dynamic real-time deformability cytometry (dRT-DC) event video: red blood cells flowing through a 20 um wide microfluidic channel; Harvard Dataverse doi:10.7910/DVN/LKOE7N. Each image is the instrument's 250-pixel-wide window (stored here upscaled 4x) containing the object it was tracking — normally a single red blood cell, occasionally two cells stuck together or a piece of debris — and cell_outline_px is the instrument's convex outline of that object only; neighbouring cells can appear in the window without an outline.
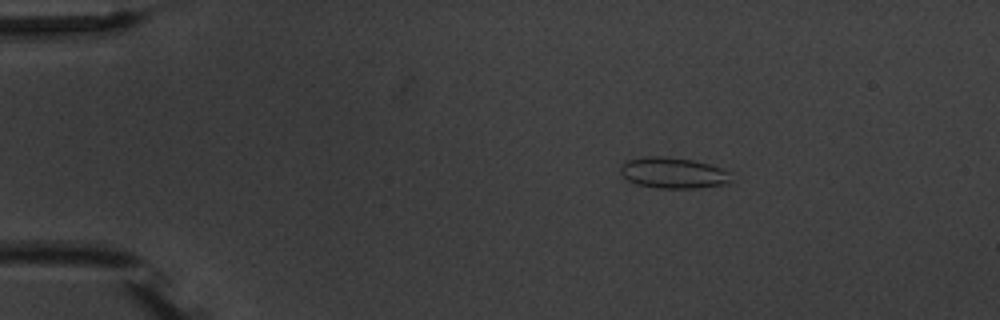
{"species": "common noctule bat (a hibernating species)", "species_latin": "Nyctalus noctula", "temperature_condition": "warm", "stored_images_in_passage": 4, "camera_frame_rate_fps": 3000, "um_per_image_px": 0.085, "animal": {"sex": "male", "body_mass_g": 20.1, "forearm_length_mm": 53.5}, "frame": {"image": 1, "passage_image": 3, "time_ms": 2.333, "image_size_px": [1000, 320], "cell_outline_px": [[732, 184], [696, 188], [656, 188], [636, 184], [628, 180], [620, 172], [620, 168], [628, 160], [648, 156], [664, 156], [692, 160], [708, 164], [720, 168], [728, 172]], "centroid_in_image_um": [57.24, 14.71], "position_along_channel_um": 27.8, "area_um2": 19.88}}